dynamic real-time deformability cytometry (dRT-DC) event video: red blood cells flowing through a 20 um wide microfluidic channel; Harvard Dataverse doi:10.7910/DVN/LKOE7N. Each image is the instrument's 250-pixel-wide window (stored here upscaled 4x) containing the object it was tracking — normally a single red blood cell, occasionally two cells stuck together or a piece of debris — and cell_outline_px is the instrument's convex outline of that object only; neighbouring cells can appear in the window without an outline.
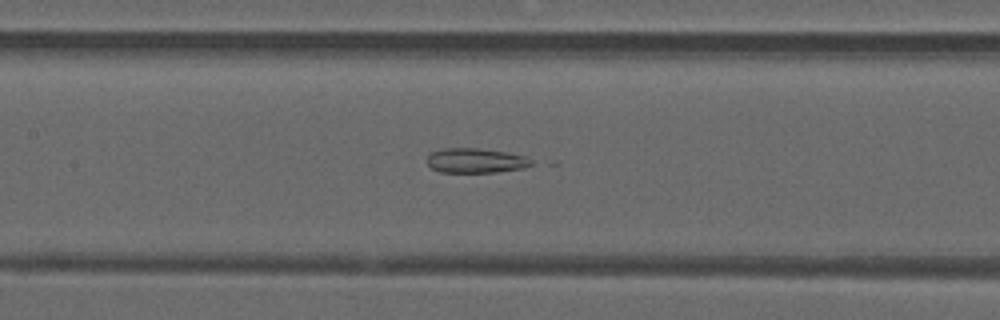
{"species": "common noctule bat (a hibernating species)", "species_latin": "Nyctalus noctula", "temperature_condition": "warm", "stored_images_in_passage": 32, "camera_frame_rate_fps": 3000, "um_per_image_px": 0.085, "animal": {"sex": "male", "forearm_length_mm": 52.5}, "frame": {"image": 1, "passage_image": 11, "time_ms": 3.333, "image_size_px": [1000, 320], "cell_outline_px": [[532, 164], [524, 168], [496, 172], [440, 172], [432, 168], [428, 164], [428, 156], [432, 152], [444, 148], [476, 148], [504, 152], [524, 156], [532, 160]], "centroid_in_image_um": [40.43, 13.65], "position_along_channel_um": 167.0, "area_um2": 14.8}}
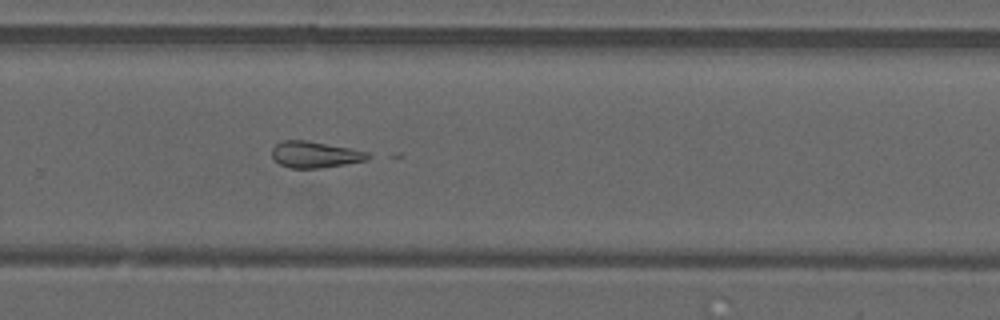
{"frame": {"image": 2, "passage_image": 21, "time_ms": 6.667, "image_size_px": [1000, 320], "cell_outline_px": [[376, 156], [368, 160], [320, 168], [288, 168], [280, 164], [272, 156], [272, 148], [276, 144], [284, 140], [304, 140], [348, 148], [368, 152]], "centroid_in_image_um": [26.81, 13.14], "position_along_channel_um": 303.0, "area_um2": 14.68}}
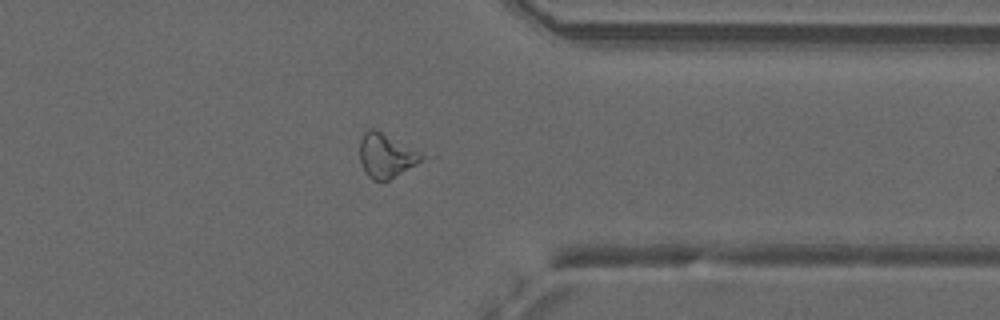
{"frame": {"image": 3, "passage_image": 27, "time_ms": 8.667, "image_size_px": [1000, 320], "cell_outline_px": [[428, 156], [416, 164], [388, 180], [372, 180], [368, 176], [360, 160], [360, 140], [364, 132], [368, 128], [372, 128]], "centroid_in_image_um": [32.81, 13.23], "position_along_channel_um": 378.6, "area_um2": 15.49}}